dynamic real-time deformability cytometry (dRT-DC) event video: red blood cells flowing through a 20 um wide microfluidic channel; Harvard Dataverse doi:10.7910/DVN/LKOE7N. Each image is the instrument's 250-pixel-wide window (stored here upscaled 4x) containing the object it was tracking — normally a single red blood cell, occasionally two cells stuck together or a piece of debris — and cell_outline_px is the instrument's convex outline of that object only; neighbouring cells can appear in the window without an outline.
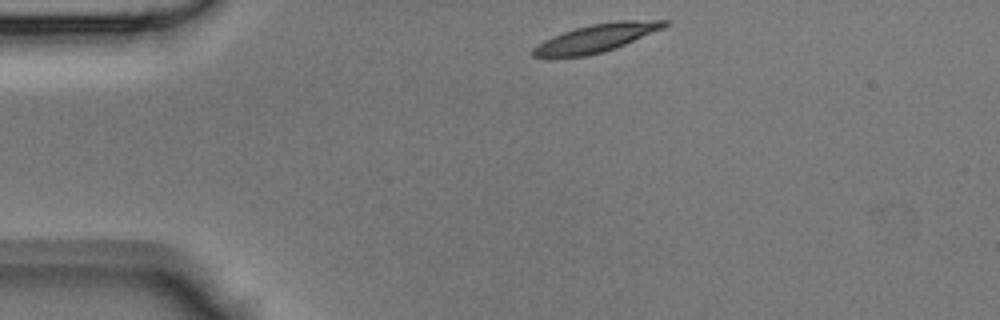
{"species": "Egyptian fruit bat (a non-hibernating species)", "species_latin": "Rousettus aegyptiacus", "temperature_condition": "room temperature", "stored_images_in_passage": 36, "camera_frame_rate_fps": 3000, "um_per_image_px": 0.085, "animal": {"sex": "male"}, "frame": {"image": 1, "passage_image": 1, "time_ms": 0.0, "image_size_px": [1000, 320], "cell_outline_px": [[668, 24], [664, 28], [616, 48], [604, 52], [588, 56], [552, 60], [548, 60], [532, 56], [532, 48], [544, 40], [552, 36], [576, 28], [592, 24], [616, 20], [668, 20]], "centroid_in_image_um": [50.6, 3.29], "position_along_channel_um": 34.4, "area_um2": 22.14}}
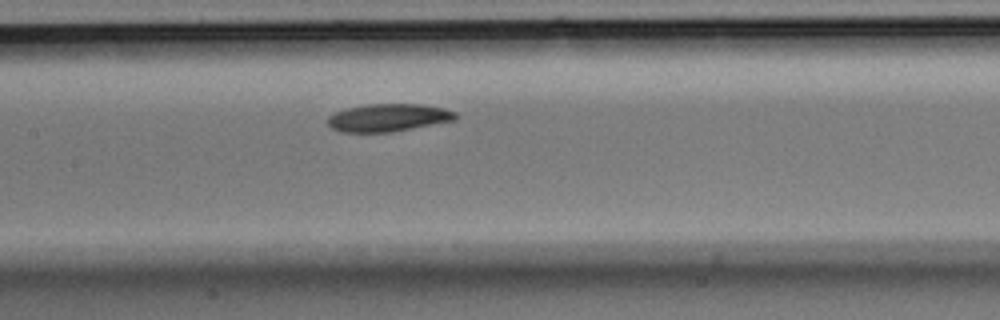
{"frame": {"image": 2, "passage_image": 13, "time_ms": 4.0, "image_size_px": [1000, 320], "cell_outline_px": [[460, 116], [456, 120], [392, 132], [340, 132], [332, 128], [328, 124], [328, 116], [336, 112], [348, 108], [364, 104], [420, 104], [444, 108], [456, 112]], "centroid_in_image_um": [33.04, 10.0], "position_along_channel_um": 174.4, "area_um2": 20.75}}
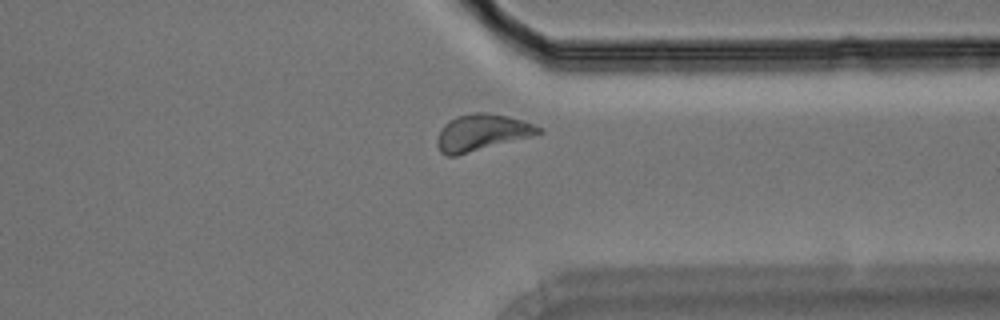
{"frame": {"image": 3, "passage_image": 26, "time_ms": 8.333, "image_size_px": [1000, 320], "cell_outline_px": [[544, 132], [532, 136], [456, 156], [448, 156], [440, 152], [436, 144], [436, 140], [440, 128], [444, 124], [456, 116], [472, 112], [488, 112], [508, 116], [544, 128]], "centroid_in_image_um": [40.93, 11.26], "position_along_channel_um": 370.5, "area_um2": 21.73}}